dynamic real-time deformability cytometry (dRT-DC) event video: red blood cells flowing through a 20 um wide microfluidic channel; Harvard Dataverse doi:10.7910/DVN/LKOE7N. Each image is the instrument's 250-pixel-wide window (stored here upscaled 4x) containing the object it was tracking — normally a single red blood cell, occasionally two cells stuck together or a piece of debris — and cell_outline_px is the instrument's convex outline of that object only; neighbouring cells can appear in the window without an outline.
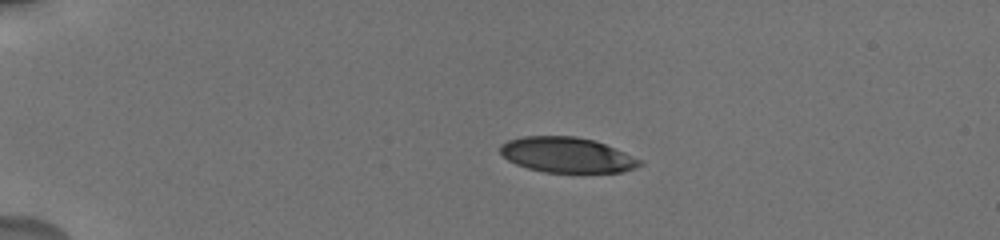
{"species": "human", "species_latin": "Homo sapiens", "temperature_condition": "cold", "stored_images_in_passage": 10, "camera_frame_rate_fps": 3000, "um_per_image_px": 0.085, "donor": {"sex": "male"}, "frame": {"image": 1, "passage_image": 1, "time_ms": 0.0, "image_size_px": [1000, 240], "cell_outline_px": [[644, 164], [636, 168], [620, 172], [544, 172], [528, 168], [516, 164], [508, 160], [500, 152], [500, 144], [508, 140], [524, 136], [576, 136], [596, 140], [624, 152], [640, 160]], "centroid_in_image_um": [48.18, 13.16], "position_along_channel_um": 36.8, "area_um2": 28.67}}
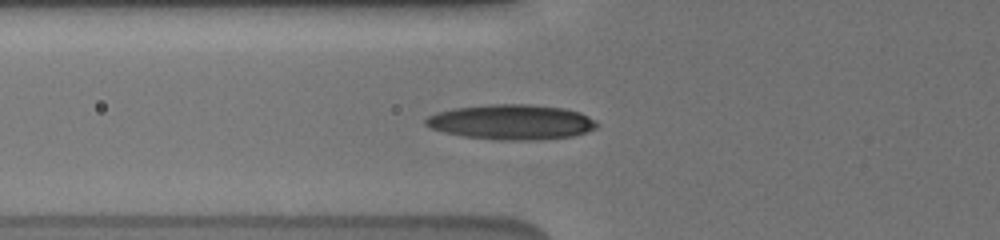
{"frame": {"image": 2, "passage_image": 9, "time_ms": 3.0, "image_size_px": [1000, 240], "cell_outline_px": [[600, 124], [596, 128], [572, 136], [532, 140], [500, 140], [464, 136], [444, 132], [432, 128], [424, 124], [424, 120], [428, 116], [436, 112], [452, 108], [492, 104], [528, 104], [564, 108], [580, 112], [596, 120]], "centroid_in_image_um": [43.47, 10.36], "position_along_channel_um": 82.3, "area_um2": 34.97}}